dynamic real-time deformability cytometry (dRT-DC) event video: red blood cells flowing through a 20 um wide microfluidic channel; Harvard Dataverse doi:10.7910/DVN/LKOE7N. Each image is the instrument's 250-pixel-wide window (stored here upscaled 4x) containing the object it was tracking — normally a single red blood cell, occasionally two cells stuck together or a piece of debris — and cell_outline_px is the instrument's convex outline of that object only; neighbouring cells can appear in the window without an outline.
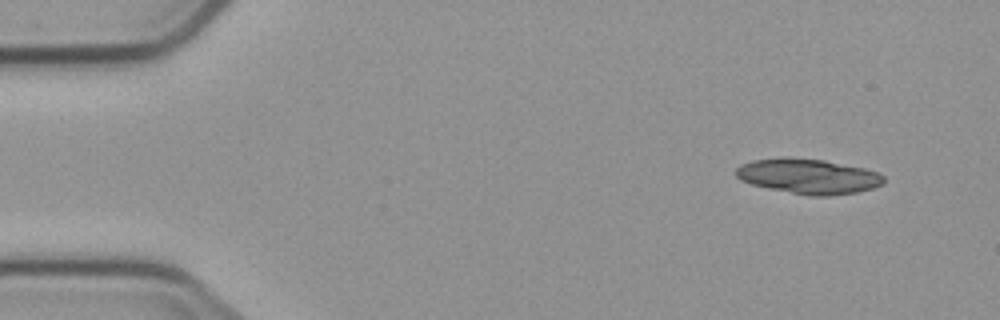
{"species": "common noctule bat (a hibernating species)", "species_latin": "Nyctalus noctula", "temperature_condition": "cold", "stored_images_in_passage": 4, "camera_frame_rate_fps": 3000, "um_per_image_px": 0.085, "animal": {"sex": "male", "body_mass_g": 23.1, "forearm_length_mm": 52.7}, "frame": {"image": 1, "passage_image": 1, "time_ms": 0.0, "image_size_px": [1000, 320], "cell_outline_px": [[884, 184], [872, 188], [856, 192], [828, 196], [808, 196], [768, 188], [752, 184], [740, 180], [732, 172], [740, 164], [752, 160], [780, 156], [788, 156], [824, 160], [864, 168], [876, 172], [884, 176]], "centroid_in_image_um": [68.65, 14.97], "position_along_channel_um": 16.4, "area_um2": 30.58}}